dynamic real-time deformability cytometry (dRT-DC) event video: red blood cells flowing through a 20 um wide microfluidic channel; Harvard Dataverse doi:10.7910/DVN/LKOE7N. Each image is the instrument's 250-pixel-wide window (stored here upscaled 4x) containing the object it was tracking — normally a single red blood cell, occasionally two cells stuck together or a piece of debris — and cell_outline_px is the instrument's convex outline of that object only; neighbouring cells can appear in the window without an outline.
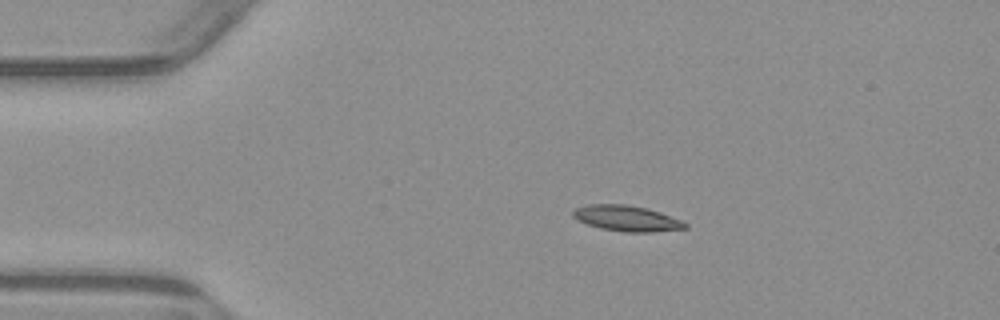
{"species": "common noctule bat (a hibernating species)", "species_latin": "Nyctalus noctula", "temperature_condition": "warm", "stored_images_in_passage": 4, "camera_frame_rate_fps": 3000, "um_per_image_px": 0.085, "animal": {"sex": "male", "body_mass_g": 23.1, "forearm_length_mm": 52.7}, "frame": {"image": 1, "passage_image": 2, "time_ms": 2.0, "image_size_px": [1000, 320], "cell_outline_px": [[688, 228], [652, 232], [624, 232], [600, 228], [576, 220], [572, 216], [572, 212], [576, 208], [588, 204], [624, 204], [648, 208], [660, 212], [680, 220], [688, 224]], "centroid_in_image_um": [53.26, 18.56], "position_along_channel_um": 31.7, "area_um2": 16.82}}
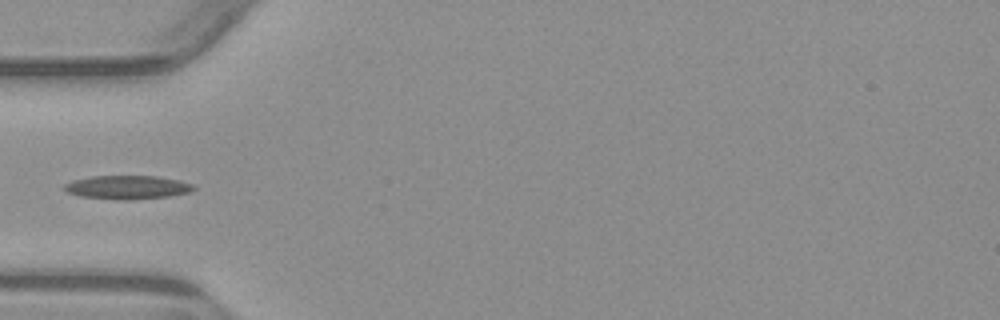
{"frame": {"image": 2, "passage_image": 4, "time_ms": 4.333, "image_size_px": [1000, 320], "cell_outline_px": [[196, 188], [192, 192], [168, 196], [128, 200], [116, 200], [80, 196], [68, 192], [64, 188], [64, 184], [72, 180], [92, 176], [156, 176], [176, 180], [192, 184]], "centroid_in_image_um": [10.81, 15.92], "position_along_channel_um": 74.2, "area_um2": 17.74}}